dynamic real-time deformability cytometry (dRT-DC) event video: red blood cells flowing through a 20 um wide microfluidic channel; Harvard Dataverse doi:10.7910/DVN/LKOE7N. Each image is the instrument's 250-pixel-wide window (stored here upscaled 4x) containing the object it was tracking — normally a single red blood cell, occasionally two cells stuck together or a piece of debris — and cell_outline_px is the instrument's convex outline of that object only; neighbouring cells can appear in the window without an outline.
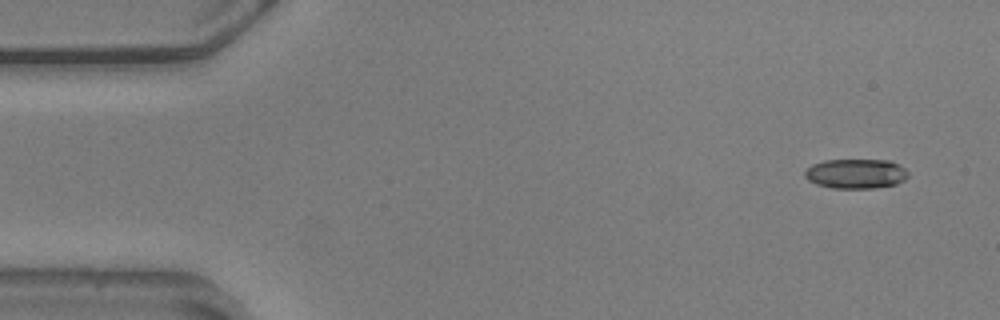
{"species": "common noctule bat (a hibernating species)", "species_latin": "Nyctalus noctula", "temperature_condition": "warm", "stored_images_in_passage": 51, "camera_frame_rate_fps": 3000, "um_per_image_px": 0.085, "animal": {"sex": "male", "body_mass_g": 20.5, "forearm_length_mm": 52.5}, "frame": {"image": 1, "passage_image": 1, "time_ms": 0.0, "image_size_px": [1000, 320], "cell_outline_px": [[908, 176], [904, 180], [896, 184], [876, 188], [832, 188], [816, 184], [808, 180], [804, 176], [804, 172], [812, 164], [824, 160], [888, 160], [904, 168], [908, 172]], "centroid_in_image_um": [72.73, 14.77], "position_along_channel_um": 12.3, "area_um2": 17.86}}
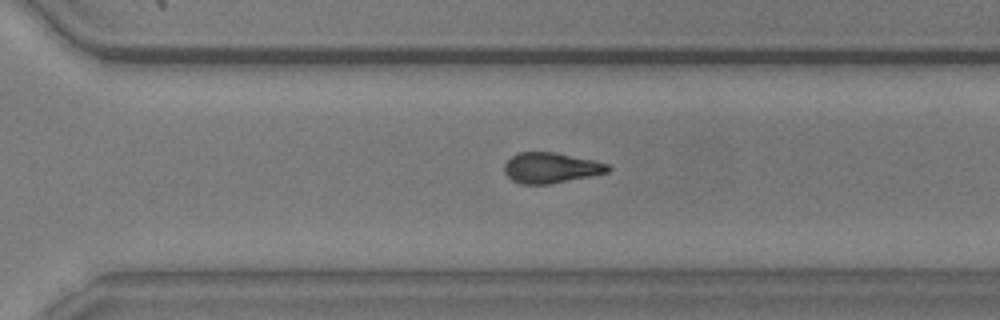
{"frame": {"image": 2, "passage_image": 36, "time_ms": 11.667, "image_size_px": [1000, 320], "cell_outline_px": [[612, 168], [608, 172], [592, 176], [548, 184], [520, 184], [512, 180], [504, 172], [504, 164], [512, 156], [520, 152], [556, 152], [592, 160], [608, 164]], "centroid_in_image_um": [46.82, 14.27], "position_along_channel_um": 323.8, "area_um2": 18.38}}
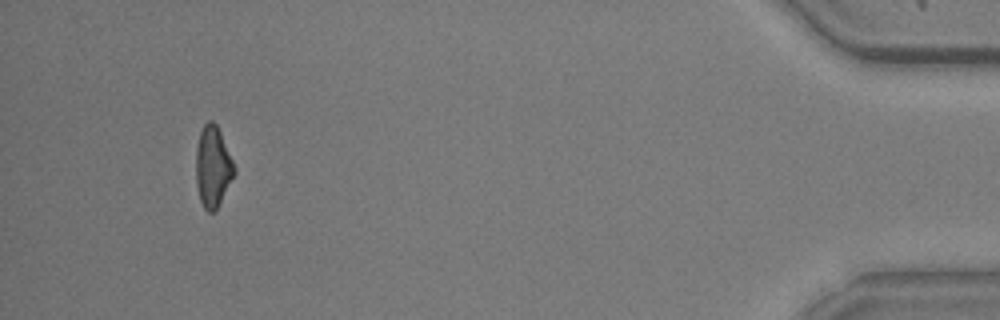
{"frame": {"image": 3, "passage_image": 50, "time_ms": 16.333, "image_size_px": [1000, 320], "cell_outline_px": [[236, 172], [216, 208], [212, 212], [208, 212], [204, 208], [200, 200], [196, 184], [196, 148], [200, 132], [204, 124], [208, 120], [212, 120], [216, 124], [220, 132], [236, 168]], "centroid_in_image_um": [18.08, 14.15], "position_along_channel_um": 417.1, "area_um2": 17.86}}